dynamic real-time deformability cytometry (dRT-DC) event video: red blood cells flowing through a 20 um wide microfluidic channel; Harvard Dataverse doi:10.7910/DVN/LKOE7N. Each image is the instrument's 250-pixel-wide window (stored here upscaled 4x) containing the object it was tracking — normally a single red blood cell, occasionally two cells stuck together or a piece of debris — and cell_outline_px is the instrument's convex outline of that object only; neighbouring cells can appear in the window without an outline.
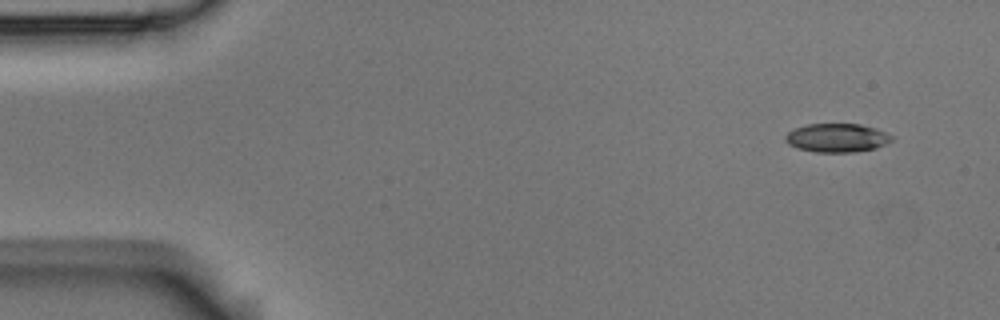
{"species": "Egyptian fruit bat (a non-hibernating species)", "species_latin": "Rousettus aegyptiacus", "temperature_condition": "room temperature", "stored_images_in_passage": 5, "camera_frame_rate_fps": 3000, "um_per_image_px": 0.085, "animal": {"sex": "male"}, "frame": {"image": 1, "passage_image": 1, "time_ms": 0.0, "image_size_px": [1000, 320], "cell_outline_px": [[892, 140], [876, 148], [852, 152], [816, 152], [796, 148], [788, 144], [784, 140], [784, 136], [788, 132], [796, 128], [808, 124], [860, 124], [876, 128], [892, 136]], "centroid_in_image_um": [71.1, 11.72], "position_along_channel_um": 13.9, "area_um2": 17.69}}
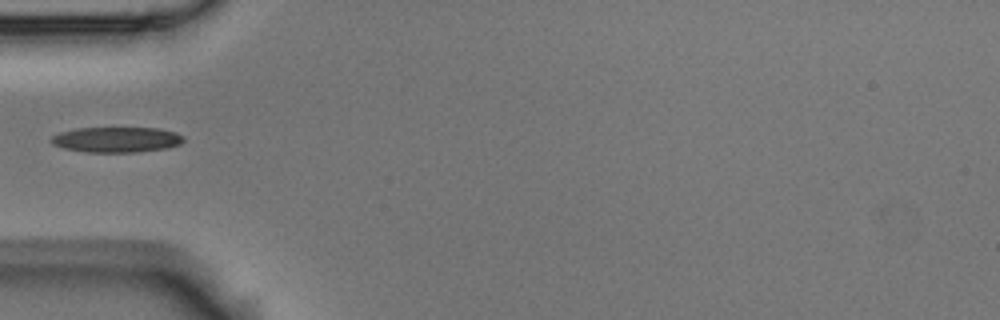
{"frame": {"image": 2, "passage_image": 4, "time_ms": 1.0, "image_size_px": [1000, 320], "cell_outline_px": [[184, 140], [180, 144], [168, 148], [136, 152], [88, 152], [64, 148], [52, 144], [48, 140], [52, 136], [60, 132], [76, 128], [160, 128], [176, 132], [184, 136]], "centroid_in_image_um": [9.92, 11.86], "position_along_channel_um": 75.1, "area_um2": 19.71}}
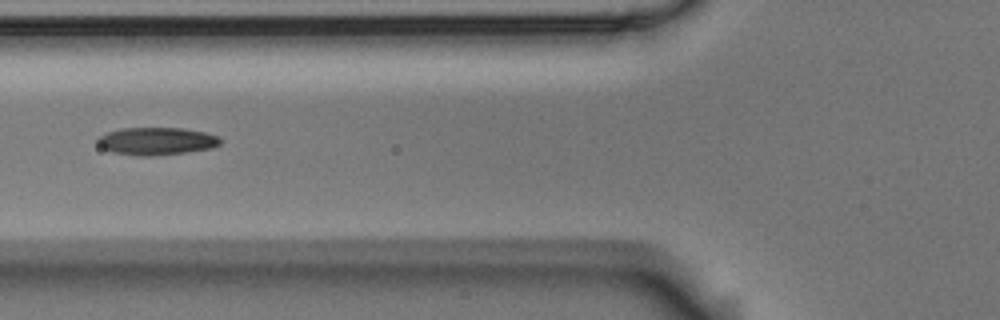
{"frame": {"image": 3, "passage_image": 5, "time_ms": 1.333, "image_size_px": [1000, 320], "cell_outline_px": [[224, 140], [220, 144], [212, 148], [184, 152], [148, 156], [140, 156], [112, 152], [104, 148], [96, 140], [100, 136], [108, 132], [120, 128], [184, 128], [204, 132], [220, 136]], "centroid_in_image_um": [13.36, 11.98], "position_along_channel_um": 112.4, "area_um2": 19.65}}